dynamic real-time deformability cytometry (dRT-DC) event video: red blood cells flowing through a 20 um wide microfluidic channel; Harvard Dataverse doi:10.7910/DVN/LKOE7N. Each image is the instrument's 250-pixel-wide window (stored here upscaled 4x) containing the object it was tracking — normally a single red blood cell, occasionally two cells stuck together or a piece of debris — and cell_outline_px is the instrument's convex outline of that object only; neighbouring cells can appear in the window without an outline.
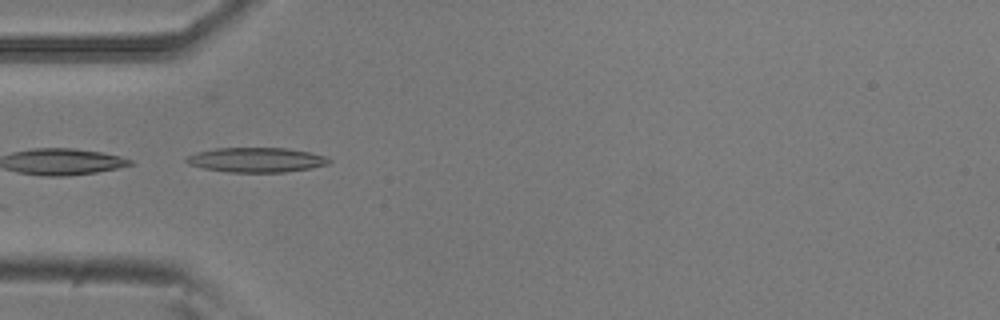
{"species": "common noctule bat (a hibernating species)", "species_latin": "Nyctalus noctula", "temperature_condition": "room temperature", "stored_images_in_passage": 26, "camera_frame_rate_fps": 3000, "um_per_image_px": 0.085, "animal": {"sex": "male", "body_mass_g": 20.5, "forearm_length_mm": 52.5}, "frame": {"image": 1, "passage_image": 1, "time_ms": 0.0, "image_size_px": [1000, 320], "cell_outline_px": [[332, 160], [328, 164], [308, 168], [284, 172], [228, 172], [204, 168], [188, 164], [184, 160], [188, 156], [196, 152], [216, 148], [284, 148], [308, 152], [324, 156]], "centroid_in_image_um": [21.75, 13.59], "position_along_channel_um": 63.3, "area_um2": 20.29}}
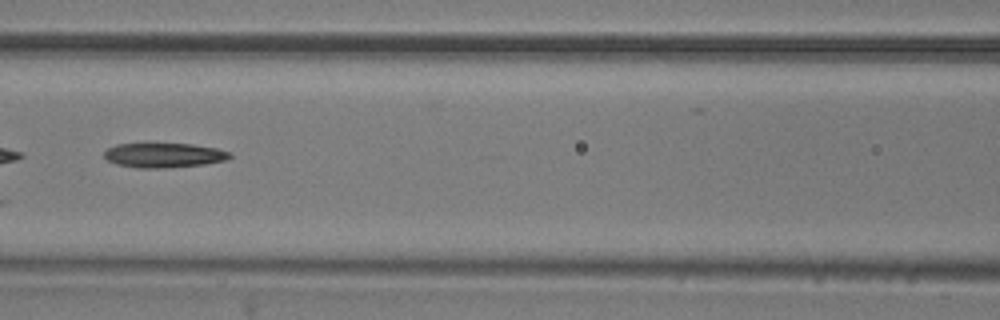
{"frame": {"image": 2, "passage_image": 8, "time_ms": 2.333, "image_size_px": [1000, 320], "cell_outline_px": [[232, 156], [228, 160], [204, 164], [164, 168], [136, 168], [116, 164], [108, 160], [104, 156], [104, 152], [108, 148], [116, 144], [192, 144], [216, 148], [232, 152]], "centroid_in_image_um": [13.96, 13.2], "position_along_channel_um": 152.6, "area_um2": 18.03}}
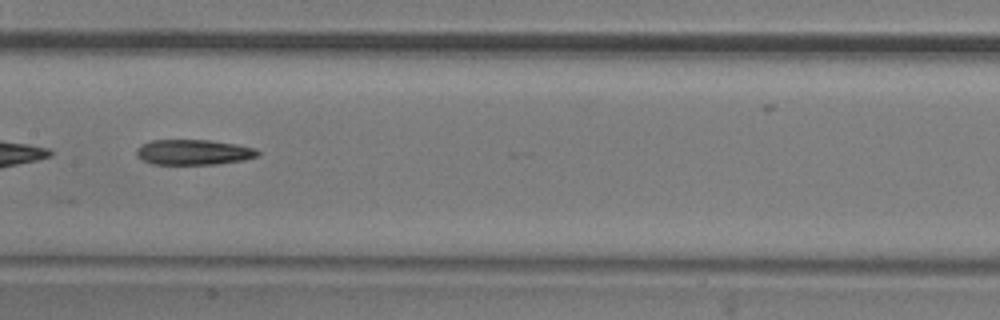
{"frame": {"image": 3, "passage_image": 11, "time_ms": 3.333, "image_size_px": [1000, 320], "cell_outline_px": [[260, 152], [256, 156], [244, 160], [216, 164], [152, 164], [136, 156], [136, 148], [152, 140], [208, 140], [236, 144], [256, 148]], "centroid_in_image_um": [16.45, 12.93], "position_along_channel_um": 190.9, "area_um2": 17.8}, "authors_computed_cell_mechanics": {"area_um2": 18.4382, "velocity_mm_per_s": 3.819, "shape_relaxation_time_tau1_ms": 8.7139, "shape_relaxation_time_tau2_ms": 6.2643, "deformation_change_tau1": 0.209, "deformation_change_tau2": 0.1906}}